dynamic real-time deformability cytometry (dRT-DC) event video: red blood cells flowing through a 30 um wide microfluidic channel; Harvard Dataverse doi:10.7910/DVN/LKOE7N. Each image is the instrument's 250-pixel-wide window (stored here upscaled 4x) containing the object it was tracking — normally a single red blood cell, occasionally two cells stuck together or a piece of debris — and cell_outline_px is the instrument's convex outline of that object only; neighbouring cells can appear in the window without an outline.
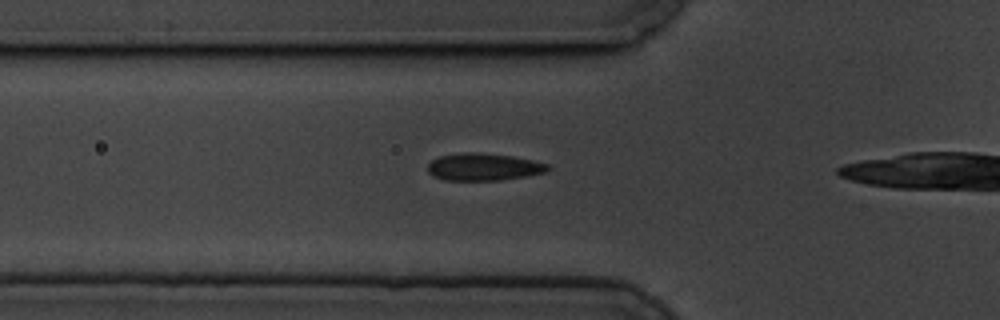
{"species": "common noctule bat (a hibernating species)", "species_latin": "Nyctalus noctula", "temperature_condition": "cold", "stored_images_in_passage": 43, "camera_frame_rate_fps": 3000, "um_per_image_px": 0.085, "animal": {"sex": "male", "body_mass_g": 19.5, "forearm_length_mm": 54.6}, "frame": {"image": 1, "passage_image": 12, "time_ms": 3.667, "image_size_px": [1000, 320], "cell_outline_px": [[552, 168], [544, 172], [524, 176], [500, 180], [444, 180], [428, 172], [428, 164], [432, 160], [440, 156], [468, 152], [480, 152], [512, 156], [532, 160], [548, 164]], "centroid_in_image_um": [41.11, 14.18], "position_along_channel_um": 84.7, "area_um2": 18.9}}
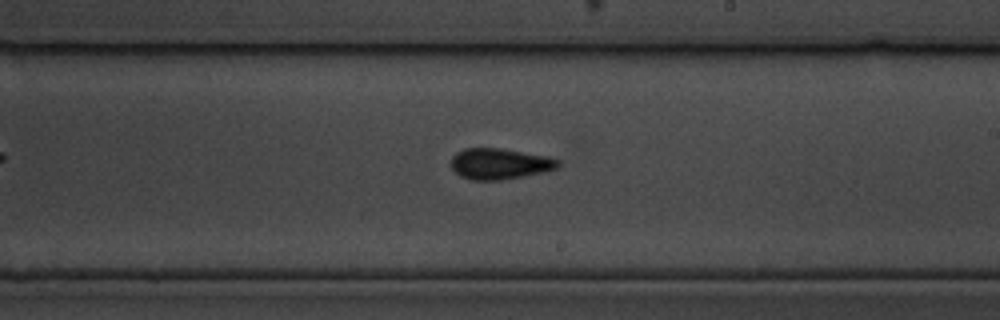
{"frame": {"image": 2, "passage_image": 26, "time_ms": 8.333, "image_size_px": [1000, 320], "cell_outline_px": [[560, 168], [544, 172], [524, 176], [500, 180], [472, 180], [460, 176], [448, 164], [452, 156], [456, 152], [464, 148], [500, 148], [552, 156], [560, 160]], "centroid_in_image_um": [42.5, 13.91], "position_along_channel_um": 246.5, "area_um2": 19.77}}
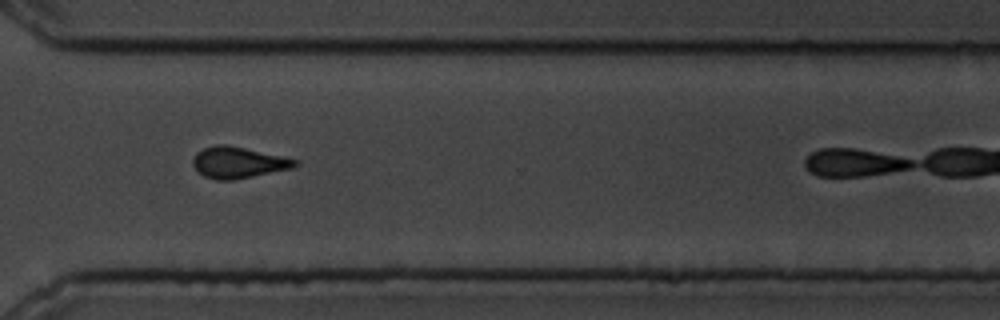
{"frame": {"image": 3, "passage_image": 35, "time_ms": 11.333, "image_size_px": [1000, 320], "cell_outline_px": [[300, 164], [296, 168], [236, 180], [216, 180], [204, 176], [192, 164], [192, 160], [196, 152], [204, 148], [216, 144], [228, 144], [284, 156], [300, 160]], "centroid_in_image_um": [20.33, 13.81], "position_along_channel_um": 350.3, "area_um2": 19.13}, "authors_computed_cell_mechanics": {"area_um2": 19.2474, "velocity_mm_per_s": 3.4642, "shape_relaxation_time_tau1_ms": 5.6478, "shape_relaxation_time_tau2_ms": 1.9936, "deformation_change_tau1": 0.1133, "deformation_change_tau2": 0.0561}}